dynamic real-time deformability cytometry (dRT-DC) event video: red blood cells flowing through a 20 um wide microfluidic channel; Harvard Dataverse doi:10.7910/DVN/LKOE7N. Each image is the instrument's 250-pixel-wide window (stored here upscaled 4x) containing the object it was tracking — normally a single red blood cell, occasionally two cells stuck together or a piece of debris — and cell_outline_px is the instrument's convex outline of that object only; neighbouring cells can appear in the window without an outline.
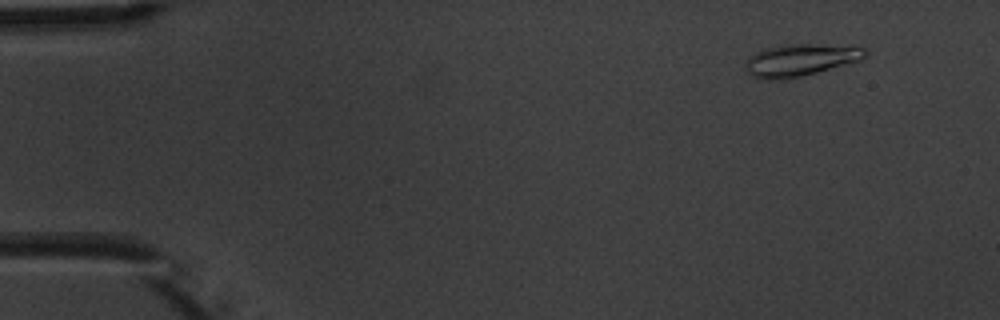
{"species": "common noctule bat (a hibernating species)", "species_latin": "Nyctalus noctula", "temperature_condition": "warm", "stored_images_in_passage": 6, "camera_frame_rate_fps": 3000, "um_per_image_px": 0.085, "animal": {"sex": "male", "body_mass_g": 20.1, "forearm_length_mm": 53.5}, "frame": {"image": 1, "passage_image": 2, "time_ms": 1.333, "image_size_px": [1000, 320], "cell_outline_px": [[868, 56], [860, 60], [816, 72], [800, 76], [776, 80], [760, 80], [752, 76], [744, 68], [748, 56], [756, 52], [768, 48], [784, 44], [860, 44], [868, 52]], "centroid_in_image_um": [68.08, 5.07], "position_along_channel_um": 16.9, "area_um2": 22.83}}